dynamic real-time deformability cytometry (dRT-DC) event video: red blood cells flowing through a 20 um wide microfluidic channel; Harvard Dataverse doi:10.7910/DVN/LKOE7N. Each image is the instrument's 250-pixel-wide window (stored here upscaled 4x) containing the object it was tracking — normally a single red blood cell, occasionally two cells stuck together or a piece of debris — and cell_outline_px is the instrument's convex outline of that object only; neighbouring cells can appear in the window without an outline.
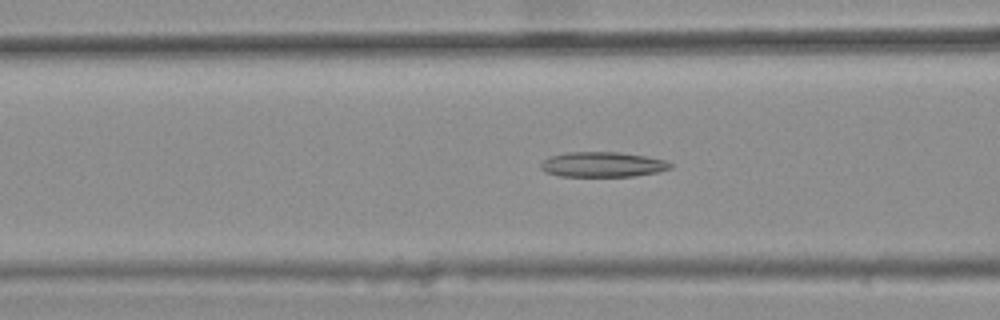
{"species": "common noctule bat (a hibernating species)", "species_latin": "Nyctalus noctula", "temperature_condition": "warm", "stored_images_in_passage": 37, "camera_frame_rate_fps": 3000, "um_per_image_px": 0.085, "animal": {"sex": "female", "body_mass_g": 25.1}, "frame": {"image": 1, "passage_image": 11, "time_ms": 3.333, "image_size_px": [1000, 320], "cell_outline_px": [[672, 168], [660, 172], [632, 176], [560, 176], [544, 172], [540, 168], [540, 164], [544, 160], [552, 156], [568, 152], [620, 152], [644, 156], [664, 160], [672, 164]], "centroid_in_image_um": [51.22, 13.99], "position_along_channel_um": 115.4, "area_um2": 18.9}}
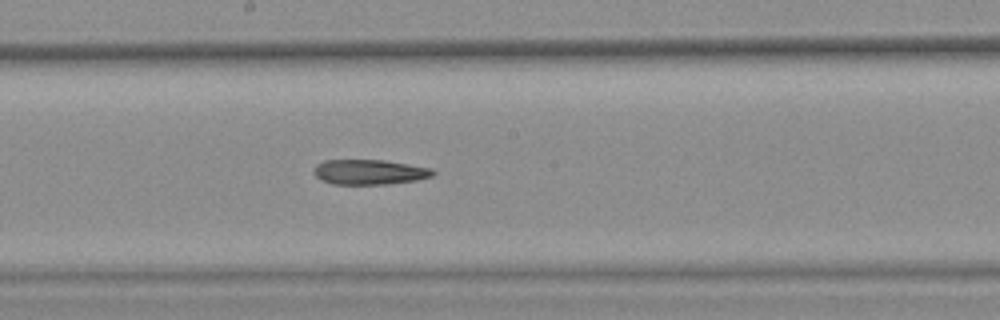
{"frame": {"image": 2, "passage_image": 19, "time_ms": 6.0, "image_size_px": [1000, 320], "cell_outline_px": [[436, 172], [432, 176], [416, 180], [388, 184], [332, 184], [320, 180], [312, 172], [316, 164], [324, 160], [384, 160], [432, 168]], "centroid_in_image_um": [31.37, 14.62], "position_along_channel_um": 216.8, "area_um2": 17.46}}
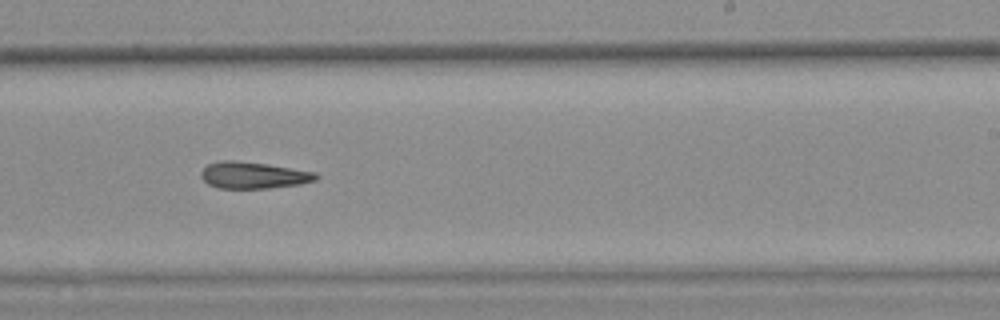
{"frame": {"image": 3, "passage_image": 23, "time_ms": 7.333, "image_size_px": [1000, 320], "cell_outline_px": [[320, 176], [316, 180], [300, 184], [268, 188], [220, 188], [208, 184], [200, 176], [200, 172], [208, 164], [220, 160], [236, 160], [268, 164], [316, 172]], "centroid_in_image_um": [21.54, 14.88], "position_along_channel_um": 267.5, "area_um2": 17.92}}